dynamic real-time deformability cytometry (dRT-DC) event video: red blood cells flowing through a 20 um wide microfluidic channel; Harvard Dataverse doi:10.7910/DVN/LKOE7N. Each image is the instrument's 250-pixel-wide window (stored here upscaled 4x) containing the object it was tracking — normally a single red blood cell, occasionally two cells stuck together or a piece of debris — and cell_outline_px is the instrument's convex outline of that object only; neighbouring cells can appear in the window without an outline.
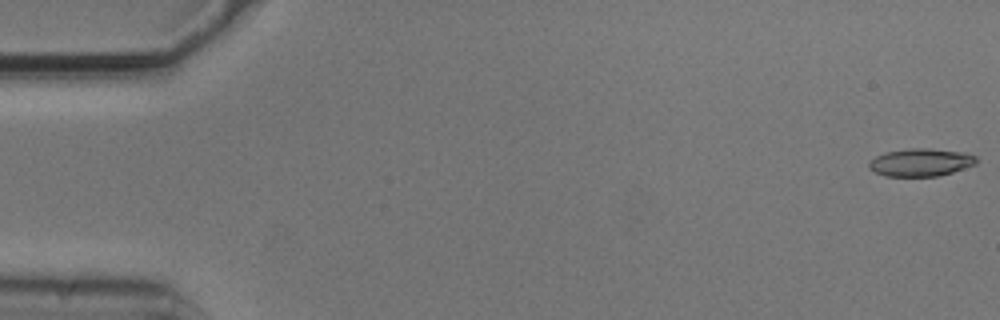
{"species": "common noctule bat (a hibernating species)", "species_latin": "Nyctalus noctula", "temperature_condition": "cold", "stored_images_in_passage": 54, "camera_frame_rate_fps": 3000, "um_per_image_px": 0.085, "animal": {"sex": "male", "body_mass_g": 20.5, "forearm_length_mm": 52.5}, "frame": {"image": 1, "passage_image": 1, "time_ms": 0.0, "image_size_px": [1000, 320], "cell_outline_px": [[976, 164], [952, 172], [936, 176], [884, 176], [868, 168], [868, 164], [876, 156], [888, 152], [908, 148], [928, 148], [968, 152], [976, 156]], "centroid_in_image_um": [78.29, 13.79], "position_along_channel_um": 6.7, "area_um2": 17.34}}
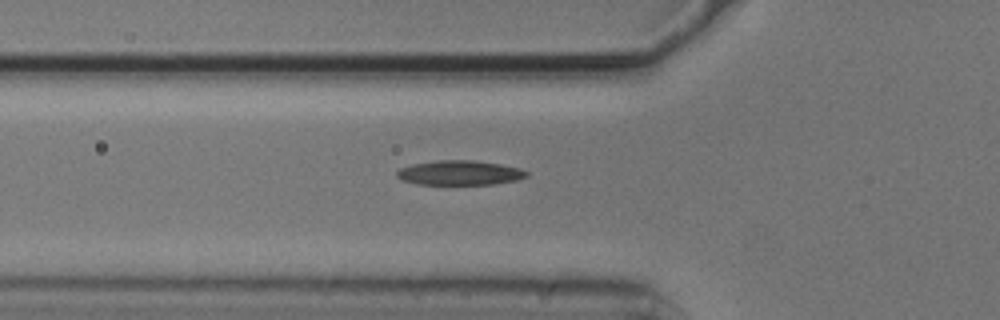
{"frame": {"image": 2, "passage_image": 19, "time_ms": 6.0, "image_size_px": [1000, 320], "cell_outline_px": [[528, 176], [516, 180], [492, 184], [416, 184], [404, 180], [396, 176], [396, 172], [400, 168], [412, 164], [436, 160], [476, 160], [500, 164], [520, 168], [528, 172]], "centroid_in_image_um": [39.07, 14.68], "position_along_channel_um": 86.7, "area_um2": 18.55}}
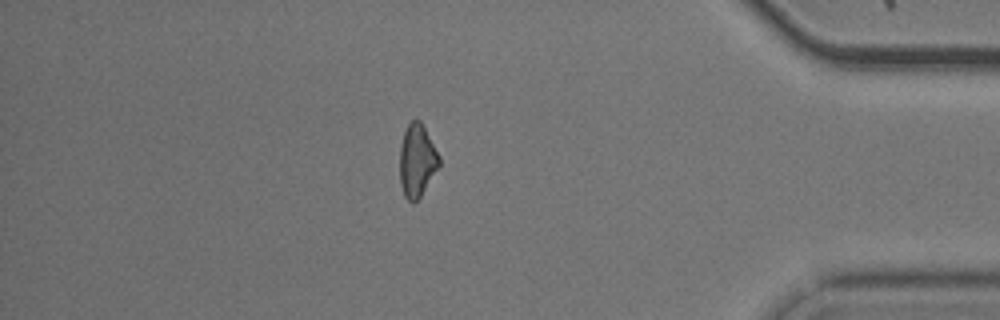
{"frame": {"image": 3, "passage_image": 47, "time_ms": 15.333, "image_size_px": [1000, 320], "cell_outline_px": [[440, 164], [420, 196], [412, 204], [404, 196], [400, 184], [400, 144], [404, 132], [408, 124], [412, 120], [420, 120], [440, 156]], "centroid_in_image_um": [35.43, 13.65], "position_along_channel_um": 399.8, "area_um2": 16.53}, "authors_computed_cell_mechanics": {"area_um2": 17.7446, "velocity_mm_per_s": 3.7333, "shape_relaxation_time_tau1_ms": 10.4933, "shape_relaxation_time_tau2_ms": 2.6277, "deformation_change_tau1": 0.2466, "deformation_change_tau2": 0.0991}}